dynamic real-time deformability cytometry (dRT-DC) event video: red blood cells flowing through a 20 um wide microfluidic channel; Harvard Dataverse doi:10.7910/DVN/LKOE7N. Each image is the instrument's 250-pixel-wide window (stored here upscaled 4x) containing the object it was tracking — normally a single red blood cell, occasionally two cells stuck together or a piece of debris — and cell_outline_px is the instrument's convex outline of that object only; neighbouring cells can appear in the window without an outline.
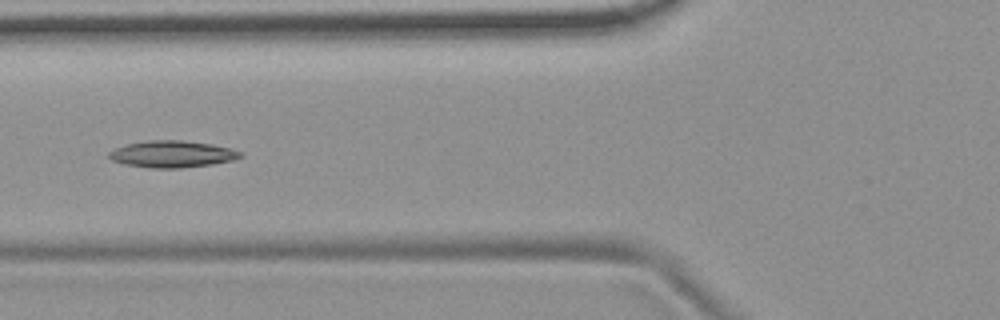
{"species": "common noctule bat (a hibernating species)", "species_latin": "Nyctalus noctula", "temperature_condition": "room temperature", "stored_images_in_passage": 5, "camera_frame_rate_fps": 3000, "um_per_image_px": 0.085, "animal": {"sex": "female", "body_mass_g": 19.9}, "frame": {"image": 1, "passage_image": 4, "time_ms": 3.333, "image_size_px": [1000, 320], "cell_outline_px": [[244, 156], [232, 160], [212, 164], [180, 168], [152, 168], [124, 164], [112, 160], [108, 156], [108, 152], [116, 148], [128, 144], [148, 140], [184, 140], [212, 144], [232, 148], [244, 152]], "centroid_in_image_um": [14.68, 13.09], "position_along_channel_um": 111.1, "area_um2": 20.58}}
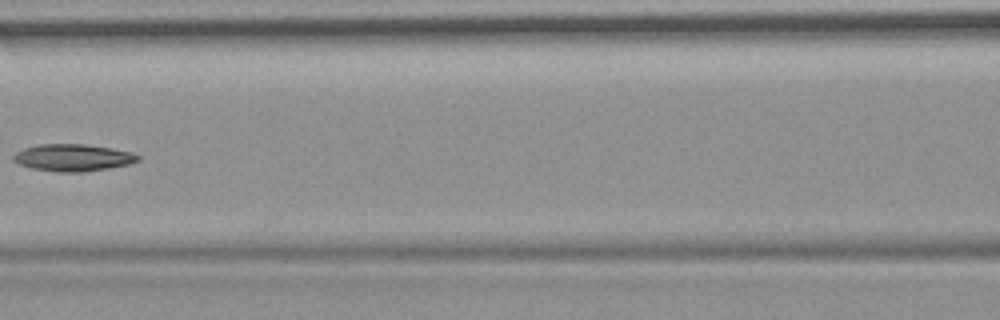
{"frame": {"image": 2, "passage_image": 5, "time_ms": 4.667, "image_size_px": [1000, 320], "cell_outline_px": [[140, 160], [128, 164], [108, 168], [80, 172], [56, 172], [32, 168], [20, 164], [12, 160], [12, 156], [16, 152], [24, 148], [36, 144], [84, 144], [112, 148], [132, 152], [140, 156]], "centroid_in_image_um": [6.18, 13.39], "position_along_channel_um": 160.4, "area_um2": 19.65}}